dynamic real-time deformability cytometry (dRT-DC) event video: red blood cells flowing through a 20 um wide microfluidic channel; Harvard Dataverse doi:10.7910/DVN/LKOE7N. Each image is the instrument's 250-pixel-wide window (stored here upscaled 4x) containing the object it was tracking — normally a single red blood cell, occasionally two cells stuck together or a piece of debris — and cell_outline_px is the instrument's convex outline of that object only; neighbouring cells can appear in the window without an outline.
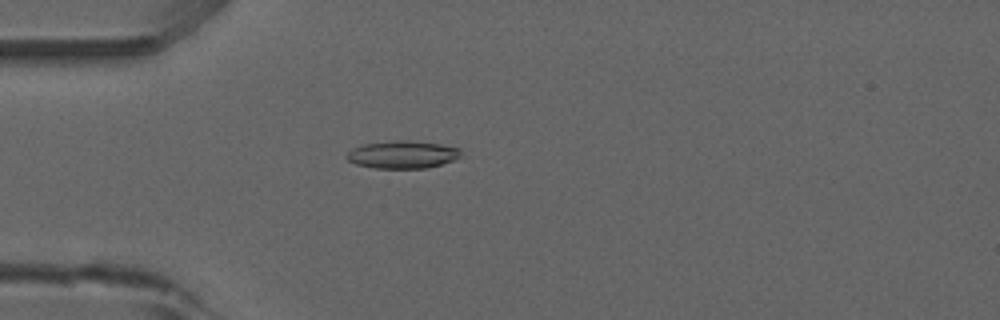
{"species": "common noctule bat (a hibernating species)", "species_latin": "Nyctalus noctula", "temperature_condition": "room temperature", "stored_images_in_passage": 2, "camera_frame_rate_fps": 3000, "um_per_image_px": 0.085, "animal": {"sex": "male", "forearm_length_mm": 52.5}, "frame": {"image": 1, "passage_image": 2, "time_ms": 1.333, "image_size_px": [1000, 320], "cell_outline_px": [[460, 156], [452, 160], [428, 168], [376, 168], [356, 164], [348, 160], [344, 156], [352, 148], [364, 144], [392, 140], [408, 140], [440, 144], [460, 148]], "centroid_in_image_um": [34.18, 13.13], "position_along_channel_um": 50.8, "area_um2": 18.32}}